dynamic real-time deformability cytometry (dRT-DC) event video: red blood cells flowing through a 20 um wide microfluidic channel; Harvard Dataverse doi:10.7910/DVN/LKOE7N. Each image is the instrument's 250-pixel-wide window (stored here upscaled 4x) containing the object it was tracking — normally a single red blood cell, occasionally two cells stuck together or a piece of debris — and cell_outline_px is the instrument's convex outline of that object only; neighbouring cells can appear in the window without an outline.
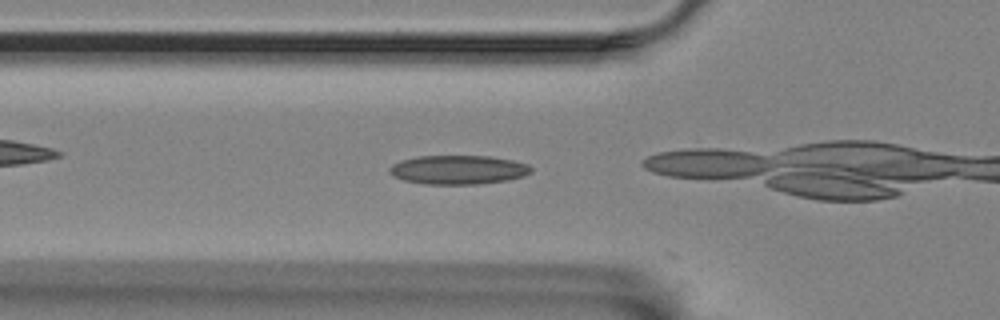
{"species": "Egyptian fruit bat (a non-hibernating species)", "species_latin": "Rousettus aegyptiacus", "temperature_condition": "room temperature", "stored_images_in_passage": 6, "camera_frame_rate_fps": 3000, "um_per_image_px": 0.085, "animal": {"sex": "female"}, "frame": {"image": 1, "passage_image": 5, "time_ms": 1.333, "image_size_px": [1000, 320], "cell_outline_px": [[532, 172], [524, 176], [508, 180], [480, 184], [424, 184], [404, 180], [392, 176], [388, 172], [388, 168], [392, 164], [400, 160], [416, 156], [488, 156], [512, 160], [528, 164], [532, 168]], "centroid_in_image_um": [38.92, 14.43], "position_along_channel_um": 86.9, "area_um2": 24.16}}